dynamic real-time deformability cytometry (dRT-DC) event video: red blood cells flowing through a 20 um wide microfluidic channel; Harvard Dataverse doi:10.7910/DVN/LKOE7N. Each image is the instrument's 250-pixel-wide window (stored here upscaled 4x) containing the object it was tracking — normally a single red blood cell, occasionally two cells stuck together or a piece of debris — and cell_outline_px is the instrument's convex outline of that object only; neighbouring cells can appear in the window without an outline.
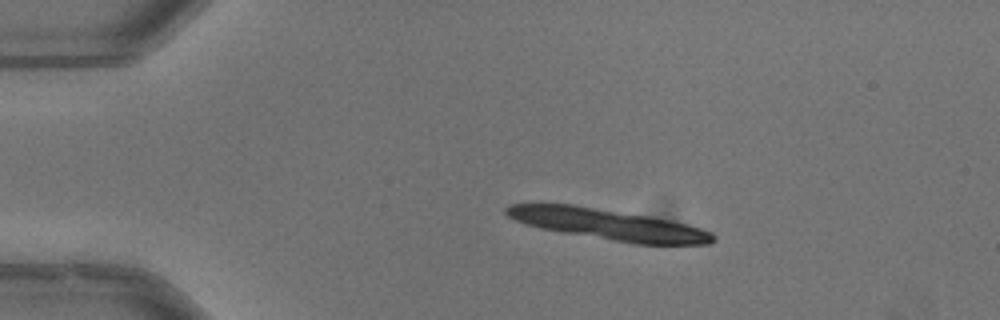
{"species": "common noctule bat (a hibernating species)", "species_latin": "Nyctalus noctula", "temperature_condition": "warm", "stored_images_in_passage": 7, "camera_frame_rate_fps": 3000, "um_per_image_px": 0.085, "animal": {"sex": "male", "body_mass_g": 13.3}, "frame": {"image": 1, "passage_image": 2, "time_ms": 0.333, "image_size_px": [1000, 320], "cell_outline_px": [[716, 240], [708, 244], [632, 244], [560, 232], [540, 228], [516, 220], [508, 216], [504, 212], [504, 208], [512, 204], [572, 204], [648, 216], [672, 220], [688, 224], [712, 232], [716, 236]], "centroid_in_image_um": [51.74, 19.08], "position_along_channel_um": 33.3, "area_um2": 37.22}}